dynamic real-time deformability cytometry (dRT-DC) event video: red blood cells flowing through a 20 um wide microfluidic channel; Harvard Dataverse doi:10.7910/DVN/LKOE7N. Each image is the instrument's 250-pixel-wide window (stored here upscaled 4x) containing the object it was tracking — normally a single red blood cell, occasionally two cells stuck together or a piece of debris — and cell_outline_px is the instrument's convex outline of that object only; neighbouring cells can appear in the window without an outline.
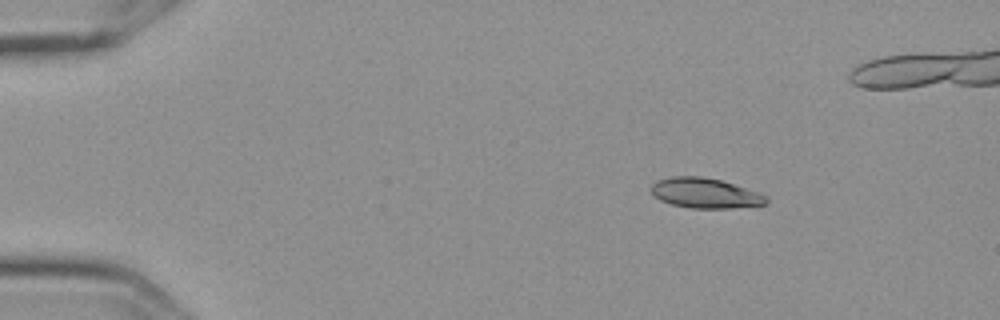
{"species": "Egyptian fruit bat (a non-hibernating species)", "species_latin": "Rousettus aegyptiacus", "temperature_condition": "cold", "stored_images_in_passage": 6, "segment_of_instrument_passage": [1, 2], "camera_frame_rate_fps": 3000, "um_per_image_px": 0.085, "frame": {"image": 1, "passage_image": 1, "time_ms": 0.0, "image_size_px": [1000, 320], "cell_outline_px": [[768, 200], [764, 204], [732, 208], [688, 208], [672, 204], [660, 200], [648, 188], [656, 180], [672, 176], [700, 176], [720, 180], [760, 192], [768, 196]], "centroid_in_image_um": [59.92, 16.41], "position_along_channel_um": 25.1, "area_um2": 20.23}}
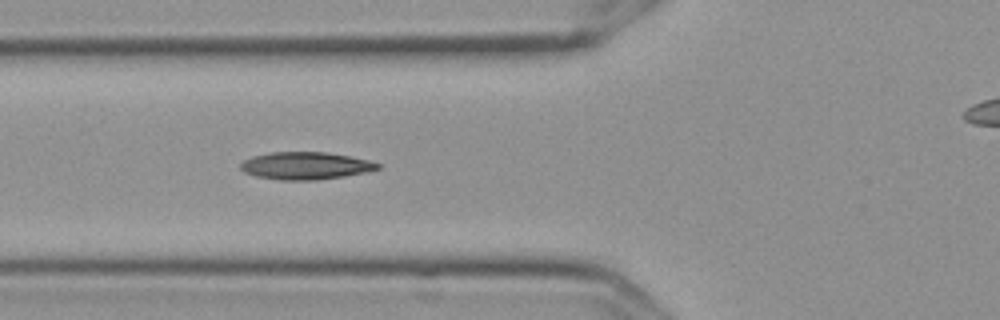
{"frame": {"image": 2, "passage_image": 5, "time_ms": 1.333, "image_size_px": [1000, 320], "cell_outline_px": [[380, 168], [364, 172], [344, 176], [316, 180], [280, 180], [256, 176], [244, 172], [240, 168], [240, 164], [244, 160], [252, 156], [272, 152], [324, 152], [352, 156], [368, 160], [380, 164]], "centroid_in_image_um": [25.95, 14.08], "position_along_channel_um": 99.8, "area_um2": 21.85}}